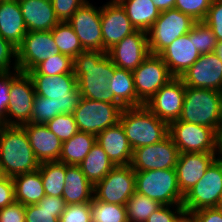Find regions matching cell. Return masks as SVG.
I'll use <instances>...</instances> for the list:
<instances>
[{
    "instance_id": "obj_1",
    "label": "cell",
    "mask_w": 222,
    "mask_h": 222,
    "mask_svg": "<svg viewBox=\"0 0 222 222\" xmlns=\"http://www.w3.org/2000/svg\"><path fill=\"white\" fill-rule=\"evenodd\" d=\"M116 66L107 52L84 51L74 59L73 72L82 98L119 104L109 91Z\"/></svg>"
},
{
    "instance_id": "obj_2",
    "label": "cell",
    "mask_w": 222,
    "mask_h": 222,
    "mask_svg": "<svg viewBox=\"0 0 222 222\" xmlns=\"http://www.w3.org/2000/svg\"><path fill=\"white\" fill-rule=\"evenodd\" d=\"M39 165L25 129L22 126L3 125L0 130V167L4 175L13 178L36 171Z\"/></svg>"
},
{
    "instance_id": "obj_3",
    "label": "cell",
    "mask_w": 222,
    "mask_h": 222,
    "mask_svg": "<svg viewBox=\"0 0 222 222\" xmlns=\"http://www.w3.org/2000/svg\"><path fill=\"white\" fill-rule=\"evenodd\" d=\"M119 122L132 150L159 143L169 135V125L145 105L123 108Z\"/></svg>"
},
{
    "instance_id": "obj_4",
    "label": "cell",
    "mask_w": 222,
    "mask_h": 222,
    "mask_svg": "<svg viewBox=\"0 0 222 222\" xmlns=\"http://www.w3.org/2000/svg\"><path fill=\"white\" fill-rule=\"evenodd\" d=\"M178 120L207 126L217 133L222 123V92L186 87Z\"/></svg>"
},
{
    "instance_id": "obj_5",
    "label": "cell",
    "mask_w": 222,
    "mask_h": 222,
    "mask_svg": "<svg viewBox=\"0 0 222 222\" xmlns=\"http://www.w3.org/2000/svg\"><path fill=\"white\" fill-rule=\"evenodd\" d=\"M33 81L37 96L47 97L57 104V115L73 114L81 95L74 73L49 76L28 74Z\"/></svg>"
},
{
    "instance_id": "obj_6",
    "label": "cell",
    "mask_w": 222,
    "mask_h": 222,
    "mask_svg": "<svg viewBox=\"0 0 222 222\" xmlns=\"http://www.w3.org/2000/svg\"><path fill=\"white\" fill-rule=\"evenodd\" d=\"M136 192L161 205L183 204L175 169L135 171Z\"/></svg>"
},
{
    "instance_id": "obj_7",
    "label": "cell",
    "mask_w": 222,
    "mask_h": 222,
    "mask_svg": "<svg viewBox=\"0 0 222 222\" xmlns=\"http://www.w3.org/2000/svg\"><path fill=\"white\" fill-rule=\"evenodd\" d=\"M195 22L189 15L175 8L161 11L147 31L150 53L160 54L174 40L188 34Z\"/></svg>"
},
{
    "instance_id": "obj_8",
    "label": "cell",
    "mask_w": 222,
    "mask_h": 222,
    "mask_svg": "<svg viewBox=\"0 0 222 222\" xmlns=\"http://www.w3.org/2000/svg\"><path fill=\"white\" fill-rule=\"evenodd\" d=\"M122 109L120 104L81 97L73 115L79 131L97 136L101 131L119 122Z\"/></svg>"
},
{
    "instance_id": "obj_9",
    "label": "cell",
    "mask_w": 222,
    "mask_h": 222,
    "mask_svg": "<svg viewBox=\"0 0 222 222\" xmlns=\"http://www.w3.org/2000/svg\"><path fill=\"white\" fill-rule=\"evenodd\" d=\"M169 136L180 153H217V133L207 126L176 120L169 124Z\"/></svg>"
},
{
    "instance_id": "obj_10",
    "label": "cell",
    "mask_w": 222,
    "mask_h": 222,
    "mask_svg": "<svg viewBox=\"0 0 222 222\" xmlns=\"http://www.w3.org/2000/svg\"><path fill=\"white\" fill-rule=\"evenodd\" d=\"M10 100L7 105V125L23 126L30 123L36 96L32 78L19 70L11 72Z\"/></svg>"
},
{
    "instance_id": "obj_11",
    "label": "cell",
    "mask_w": 222,
    "mask_h": 222,
    "mask_svg": "<svg viewBox=\"0 0 222 222\" xmlns=\"http://www.w3.org/2000/svg\"><path fill=\"white\" fill-rule=\"evenodd\" d=\"M222 195V159L216 158L207 168L204 176L184 195L183 208L197 211L215 208Z\"/></svg>"
},
{
    "instance_id": "obj_12",
    "label": "cell",
    "mask_w": 222,
    "mask_h": 222,
    "mask_svg": "<svg viewBox=\"0 0 222 222\" xmlns=\"http://www.w3.org/2000/svg\"><path fill=\"white\" fill-rule=\"evenodd\" d=\"M135 191V171L132 166H115L94 186V197L98 201L126 205Z\"/></svg>"
},
{
    "instance_id": "obj_13",
    "label": "cell",
    "mask_w": 222,
    "mask_h": 222,
    "mask_svg": "<svg viewBox=\"0 0 222 222\" xmlns=\"http://www.w3.org/2000/svg\"><path fill=\"white\" fill-rule=\"evenodd\" d=\"M137 97L145 104L162 86L174 76L159 54L150 53L132 71Z\"/></svg>"
},
{
    "instance_id": "obj_14",
    "label": "cell",
    "mask_w": 222,
    "mask_h": 222,
    "mask_svg": "<svg viewBox=\"0 0 222 222\" xmlns=\"http://www.w3.org/2000/svg\"><path fill=\"white\" fill-rule=\"evenodd\" d=\"M58 53L51 30L27 32L17 47L18 70L27 73Z\"/></svg>"
},
{
    "instance_id": "obj_15",
    "label": "cell",
    "mask_w": 222,
    "mask_h": 222,
    "mask_svg": "<svg viewBox=\"0 0 222 222\" xmlns=\"http://www.w3.org/2000/svg\"><path fill=\"white\" fill-rule=\"evenodd\" d=\"M85 51H103L101 6L88 0L68 20Z\"/></svg>"
},
{
    "instance_id": "obj_16",
    "label": "cell",
    "mask_w": 222,
    "mask_h": 222,
    "mask_svg": "<svg viewBox=\"0 0 222 222\" xmlns=\"http://www.w3.org/2000/svg\"><path fill=\"white\" fill-rule=\"evenodd\" d=\"M179 154L168 135L159 143L134 149L131 166L134 171L175 169Z\"/></svg>"
},
{
    "instance_id": "obj_17",
    "label": "cell",
    "mask_w": 222,
    "mask_h": 222,
    "mask_svg": "<svg viewBox=\"0 0 222 222\" xmlns=\"http://www.w3.org/2000/svg\"><path fill=\"white\" fill-rule=\"evenodd\" d=\"M186 86L179 77L162 86L144 105L168 125L179 119Z\"/></svg>"
},
{
    "instance_id": "obj_18",
    "label": "cell",
    "mask_w": 222,
    "mask_h": 222,
    "mask_svg": "<svg viewBox=\"0 0 222 222\" xmlns=\"http://www.w3.org/2000/svg\"><path fill=\"white\" fill-rule=\"evenodd\" d=\"M179 78L186 87L222 92V61L214 52L201 54Z\"/></svg>"
},
{
    "instance_id": "obj_19",
    "label": "cell",
    "mask_w": 222,
    "mask_h": 222,
    "mask_svg": "<svg viewBox=\"0 0 222 222\" xmlns=\"http://www.w3.org/2000/svg\"><path fill=\"white\" fill-rule=\"evenodd\" d=\"M117 68L134 71L150 54L147 32L136 30L107 51Z\"/></svg>"
},
{
    "instance_id": "obj_20",
    "label": "cell",
    "mask_w": 222,
    "mask_h": 222,
    "mask_svg": "<svg viewBox=\"0 0 222 222\" xmlns=\"http://www.w3.org/2000/svg\"><path fill=\"white\" fill-rule=\"evenodd\" d=\"M101 30L103 52H107L124 37L136 31L117 0H110L101 7Z\"/></svg>"
},
{
    "instance_id": "obj_21",
    "label": "cell",
    "mask_w": 222,
    "mask_h": 222,
    "mask_svg": "<svg viewBox=\"0 0 222 222\" xmlns=\"http://www.w3.org/2000/svg\"><path fill=\"white\" fill-rule=\"evenodd\" d=\"M216 158L217 153L183 152L179 154L175 170L178 186L183 195L196 185Z\"/></svg>"
},
{
    "instance_id": "obj_22",
    "label": "cell",
    "mask_w": 222,
    "mask_h": 222,
    "mask_svg": "<svg viewBox=\"0 0 222 222\" xmlns=\"http://www.w3.org/2000/svg\"><path fill=\"white\" fill-rule=\"evenodd\" d=\"M159 55L168 66L170 73L174 77H180L201 54L196 49L194 39L188 33L174 40Z\"/></svg>"
},
{
    "instance_id": "obj_23",
    "label": "cell",
    "mask_w": 222,
    "mask_h": 222,
    "mask_svg": "<svg viewBox=\"0 0 222 222\" xmlns=\"http://www.w3.org/2000/svg\"><path fill=\"white\" fill-rule=\"evenodd\" d=\"M22 127L25 129L34 155L40 163L59 160L62 141L45 124L28 123Z\"/></svg>"
},
{
    "instance_id": "obj_24",
    "label": "cell",
    "mask_w": 222,
    "mask_h": 222,
    "mask_svg": "<svg viewBox=\"0 0 222 222\" xmlns=\"http://www.w3.org/2000/svg\"><path fill=\"white\" fill-rule=\"evenodd\" d=\"M96 143L102 147L115 166L131 165L133 150L120 122L101 131L96 136Z\"/></svg>"
},
{
    "instance_id": "obj_25",
    "label": "cell",
    "mask_w": 222,
    "mask_h": 222,
    "mask_svg": "<svg viewBox=\"0 0 222 222\" xmlns=\"http://www.w3.org/2000/svg\"><path fill=\"white\" fill-rule=\"evenodd\" d=\"M18 2L28 32L50 31L60 22L51 0H18Z\"/></svg>"
},
{
    "instance_id": "obj_26",
    "label": "cell",
    "mask_w": 222,
    "mask_h": 222,
    "mask_svg": "<svg viewBox=\"0 0 222 222\" xmlns=\"http://www.w3.org/2000/svg\"><path fill=\"white\" fill-rule=\"evenodd\" d=\"M27 32L18 0H0V36L17 48Z\"/></svg>"
},
{
    "instance_id": "obj_27",
    "label": "cell",
    "mask_w": 222,
    "mask_h": 222,
    "mask_svg": "<svg viewBox=\"0 0 222 222\" xmlns=\"http://www.w3.org/2000/svg\"><path fill=\"white\" fill-rule=\"evenodd\" d=\"M62 198L66 204H82L94 198V186L79 166L66 164L65 186Z\"/></svg>"
},
{
    "instance_id": "obj_28",
    "label": "cell",
    "mask_w": 222,
    "mask_h": 222,
    "mask_svg": "<svg viewBox=\"0 0 222 222\" xmlns=\"http://www.w3.org/2000/svg\"><path fill=\"white\" fill-rule=\"evenodd\" d=\"M109 91L123 107H140L144 103L137 97L132 71L115 68L114 76L109 80Z\"/></svg>"
},
{
    "instance_id": "obj_29",
    "label": "cell",
    "mask_w": 222,
    "mask_h": 222,
    "mask_svg": "<svg viewBox=\"0 0 222 222\" xmlns=\"http://www.w3.org/2000/svg\"><path fill=\"white\" fill-rule=\"evenodd\" d=\"M12 179L15 201L25 206L37 204L46 195L39 170L17 175Z\"/></svg>"
},
{
    "instance_id": "obj_30",
    "label": "cell",
    "mask_w": 222,
    "mask_h": 222,
    "mask_svg": "<svg viewBox=\"0 0 222 222\" xmlns=\"http://www.w3.org/2000/svg\"><path fill=\"white\" fill-rule=\"evenodd\" d=\"M136 30L148 31L160 15L152 0H117Z\"/></svg>"
},
{
    "instance_id": "obj_31",
    "label": "cell",
    "mask_w": 222,
    "mask_h": 222,
    "mask_svg": "<svg viewBox=\"0 0 222 222\" xmlns=\"http://www.w3.org/2000/svg\"><path fill=\"white\" fill-rule=\"evenodd\" d=\"M66 206L62 197L45 195L37 204L25 206V221L59 222Z\"/></svg>"
},
{
    "instance_id": "obj_32",
    "label": "cell",
    "mask_w": 222,
    "mask_h": 222,
    "mask_svg": "<svg viewBox=\"0 0 222 222\" xmlns=\"http://www.w3.org/2000/svg\"><path fill=\"white\" fill-rule=\"evenodd\" d=\"M95 143V135L78 131L69 140L62 142V151L58 162L79 166Z\"/></svg>"
},
{
    "instance_id": "obj_33",
    "label": "cell",
    "mask_w": 222,
    "mask_h": 222,
    "mask_svg": "<svg viewBox=\"0 0 222 222\" xmlns=\"http://www.w3.org/2000/svg\"><path fill=\"white\" fill-rule=\"evenodd\" d=\"M79 167L91 184L95 186L115 167V165L102 147L95 143L80 163Z\"/></svg>"
},
{
    "instance_id": "obj_34",
    "label": "cell",
    "mask_w": 222,
    "mask_h": 222,
    "mask_svg": "<svg viewBox=\"0 0 222 222\" xmlns=\"http://www.w3.org/2000/svg\"><path fill=\"white\" fill-rule=\"evenodd\" d=\"M46 195L62 197L65 186L66 164L52 161L42 162L39 169Z\"/></svg>"
},
{
    "instance_id": "obj_35",
    "label": "cell",
    "mask_w": 222,
    "mask_h": 222,
    "mask_svg": "<svg viewBox=\"0 0 222 222\" xmlns=\"http://www.w3.org/2000/svg\"><path fill=\"white\" fill-rule=\"evenodd\" d=\"M51 33L59 53L75 59L80 53L85 51L78 36L68 22H59L51 30Z\"/></svg>"
},
{
    "instance_id": "obj_36",
    "label": "cell",
    "mask_w": 222,
    "mask_h": 222,
    "mask_svg": "<svg viewBox=\"0 0 222 222\" xmlns=\"http://www.w3.org/2000/svg\"><path fill=\"white\" fill-rule=\"evenodd\" d=\"M125 206L128 222H146L148 217L162 205L135 191Z\"/></svg>"
},
{
    "instance_id": "obj_37",
    "label": "cell",
    "mask_w": 222,
    "mask_h": 222,
    "mask_svg": "<svg viewBox=\"0 0 222 222\" xmlns=\"http://www.w3.org/2000/svg\"><path fill=\"white\" fill-rule=\"evenodd\" d=\"M92 222H128L125 205H118L98 201L95 197L91 201Z\"/></svg>"
},
{
    "instance_id": "obj_38",
    "label": "cell",
    "mask_w": 222,
    "mask_h": 222,
    "mask_svg": "<svg viewBox=\"0 0 222 222\" xmlns=\"http://www.w3.org/2000/svg\"><path fill=\"white\" fill-rule=\"evenodd\" d=\"M73 66L74 59H72L70 56L58 53L41 62L35 69H32L27 73L55 76L59 74L74 73Z\"/></svg>"
},
{
    "instance_id": "obj_39",
    "label": "cell",
    "mask_w": 222,
    "mask_h": 222,
    "mask_svg": "<svg viewBox=\"0 0 222 222\" xmlns=\"http://www.w3.org/2000/svg\"><path fill=\"white\" fill-rule=\"evenodd\" d=\"M200 54L212 53L217 46V38L211 28L203 21L195 22L189 31Z\"/></svg>"
},
{
    "instance_id": "obj_40",
    "label": "cell",
    "mask_w": 222,
    "mask_h": 222,
    "mask_svg": "<svg viewBox=\"0 0 222 222\" xmlns=\"http://www.w3.org/2000/svg\"><path fill=\"white\" fill-rule=\"evenodd\" d=\"M45 125L62 142L69 140L79 131L73 114H59Z\"/></svg>"
},
{
    "instance_id": "obj_41",
    "label": "cell",
    "mask_w": 222,
    "mask_h": 222,
    "mask_svg": "<svg viewBox=\"0 0 222 222\" xmlns=\"http://www.w3.org/2000/svg\"><path fill=\"white\" fill-rule=\"evenodd\" d=\"M57 116V104L47 97L35 96L30 123L46 124Z\"/></svg>"
},
{
    "instance_id": "obj_42",
    "label": "cell",
    "mask_w": 222,
    "mask_h": 222,
    "mask_svg": "<svg viewBox=\"0 0 222 222\" xmlns=\"http://www.w3.org/2000/svg\"><path fill=\"white\" fill-rule=\"evenodd\" d=\"M211 3L212 0H176L174 8L198 22L204 21Z\"/></svg>"
},
{
    "instance_id": "obj_43",
    "label": "cell",
    "mask_w": 222,
    "mask_h": 222,
    "mask_svg": "<svg viewBox=\"0 0 222 222\" xmlns=\"http://www.w3.org/2000/svg\"><path fill=\"white\" fill-rule=\"evenodd\" d=\"M59 222H92L91 202L68 204L61 214Z\"/></svg>"
},
{
    "instance_id": "obj_44",
    "label": "cell",
    "mask_w": 222,
    "mask_h": 222,
    "mask_svg": "<svg viewBox=\"0 0 222 222\" xmlns=\"http://www.w3.org/2000/svg\"><path fill=\"white\" fill-rule=\"evenodd\" d=\"M17 70V48L0 36V73H7Z\"/></svg>"
},
{
    "instance_id": "obj_45",
    "label": "cell",
    "mask_w": 222,
    "mask_h": 222,
    "mask_svg": "<svg viewBox=\"0 0 222 222\" xmlns=\"http://www.w3.org/2000/svg\"><path fill=\"white\" fill-rule=\"evenodd\" d=\"M203 22L211 28L217 41H222V0H212Z\"/></svg>"
},
{
    "instance_id": "obj_46",
    "label": "cell",
    "mask_w": 222,
    "mask_h": 222,
    "mask_svg": "<svg viewBox=\"0 0 222 222\" xmlns=\"http://www.w3.org/2000/svg\"><path fill=\"white\" fill-rule=\"evenodd\" d=\"M87 0H51L56 17L60 22H68L72 15Z\"/></svg>"
},
{
    "instance_id": "obj_47",
    "label": "cell",
    "mask_w": 222,
    "mask_h": 222,
    "mask_svg": "<svg viewBox=\"0 0 222 222\" xmlns=\"http://www.w3.org/2000/svg\"><path fill=\"white\" fill-rule=\"evenodd\" d=\"M11 72L0 73V121L7 125V105L10 100Z\"/></svg>"
},
{
    "instance_id": "obj_48",
    "label": "cell",
    "mask_w": 222,
    "mask_h": 222,
    "mask_svg": "<svg viewBox=\"0 0 222 222\" xmlns=\"http://www.w3.org/2000/svg\"><path fill=\"white\" fill-rule=\"evenodd\" d=\"M183 209L182 204L162 205L148 217L146 222H174Z\"/></svg>"
},
{
    "instance_id": "obj_49",
    "label": "cell",
    "mask_w": 222,
    "mask_h": 222,
    "mask_svg": "<svg viewBox=\"0 0 222 222\" xmlns=\"http://www.w3.org/2000/svg\"><path fill=\"white\" fill-rule=\"evenodd\" d=\"M0 222H26L25 205L14 201L0 209Z\"/></svg>"
},
{
    "instance_id": "obj_50",
    "label": "cell",
    "mask_w": 222,
    "mask_h": 222,
    "mask_svg": "<svg viewBox=\"0 0 222 222\" xmlns=\"http://www.w3.org/2000/svg\"><path fill=\"white\" fill-rule=\"evenodd\" d=\"M15 201L14 182L12 178L5 177L0 182V209Z\"/></svg>"
},
{
    "instance_id": "obj_51",
    "label": "cell",
    "mask_w": 222,
    "mask_h": 222,
    "mask_svg": "<svg viewBox=\"0 0 222 222\" xmlns=\"http://www.w3.org/2000/svg\"><path fill=\"white\" fill-rule=\"evenodd\" d=\"M196 222H222V213L216 208H204L194 212Z\"/></svg>"
},
{
    "instance_id": "obj_52",
    "label": "cell",
    "mask_w": 222,
    "mask_h": 222,
    "mask_svg": "<svg viewBox=\"0 0 222 222\" xmlns=\"http://www.w3.org/2000/svg\"><path fill=\"white\" fill-rule=\"evenodd\" d=\"M174 222H196L193 211L183 209L175 218Z\"/></svg>"
},
{
    "instance_id": "obj_53",
    "label": "cell",
    "mask_w": 222,
    "mask_h": 222,
    "mask_svg": "<svg viewBox=\"0 0 222 222\" xmlns=\"http://www.w3.org/2000/svg\"><path fill=\"white\" fill-rule=\"evenodd\" d=\"M158 10L165 11L169 9H173L175 6L176 0H152Z\"/></svg>"
},
{
    "instance_id": "obj_54",
    "label": "cell",
    "mask_w": 222,
    "mask_h": 222,
    "mask_svg": "<svg viewBox=\"0 0 222 222\" xmlns=\"http://www.w3.org/2000/svg\"><path fill=\"white\" fill-rule=\"evenodd\" d=\"M217 157L222 159V123L217 131Z\"/></svg>"
},
{
    "instance_id": "obj_55",
    "label": "cell",
    "mask_w": 222,
    "mask_h": 222,
    "mask_svg": "<svg viewBox=\"0 0 222 222\" xmlns=\"http://www.w3.org/2000/svg\"><path fill=\"white\" fill-rule=\"evenodd\" d=\"M214 53L217 55V57L222 61V41H219L217 43V46L215 48Z\"/></svg>"
},
{
    "instance_id": "obj_56",
    "label": "cell",
    "mask_w": 222,
    "mask_h": 222,
    "mask_svg": "<svg viewBox=\"0 0 222 222\" xmlns=\"http://www.w3.org/2000/svg\"><path fill=\"white\" fill-rule=\"evenodd\" d=\"M215 208H216L219 212L222 213V195H221V197L219 198L218 203H217V205L215 206Z\"/></svg>"
},
{
    "instance_id": "obj_57",
    "label": "cell",
    "mask_w": 222,
    "mask_h": 222,
    "mask_svg": "<svg viewBox=\"0 0 222 222\" xmlns=\"http://www.w3.org/2000/svg\"><path fill=\"white\" fill-rule=\"evenodd\" d=\"M6 176L4 175L3 169L0 167V182L5 178Z\"/></svg>"
},
{
    "instance_id": "obj_58",
    "label": "cell",
    "mask_w": 222,
    "mask_h": 222,
    "mask_svg": "<svg viewBox=\"0 0 222 222\" xmlns=\"http://www.w3.org/2000/svg\"><path fill=\"white\" fill-rule=\"evenodd\" d=\"M2 126H3V122L0 121V130H1Z\"/></svg>"
}]
</instances>
